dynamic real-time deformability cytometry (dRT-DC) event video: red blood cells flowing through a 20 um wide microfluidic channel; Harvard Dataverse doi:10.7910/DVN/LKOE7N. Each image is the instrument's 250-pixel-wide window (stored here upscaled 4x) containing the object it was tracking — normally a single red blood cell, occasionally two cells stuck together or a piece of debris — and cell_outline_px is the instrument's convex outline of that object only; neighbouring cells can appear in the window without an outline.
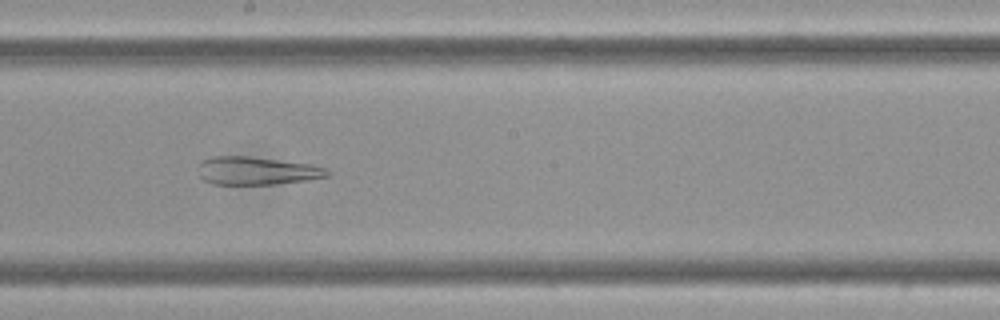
{"species": "Egyptian fruit bat (a non-hibernating species)", "species_latin": "Rousettus aegyptiacus", "temperature_condition": "cold", "stored_images_in_passage": 14, "camera_frame_rate_fps": 3000, "um_per_image_px": 0.085, "frame": {"image": 1, "passage_image": 8, "time_ms": 2.333, "image_size_px": [1000, 320], "cell_outline_px": [[332, 172], [328, 176], [308, 180], [272, 184], [212, 184], [204, 180], [200, 176], [200, 160], [212, 156], [248, 156], [308, 164], [324, 168]], "centroid_in_image_um": [21.8, 14.51], "position_along_channel_um": 226.4, "area_um2": 20.87}}
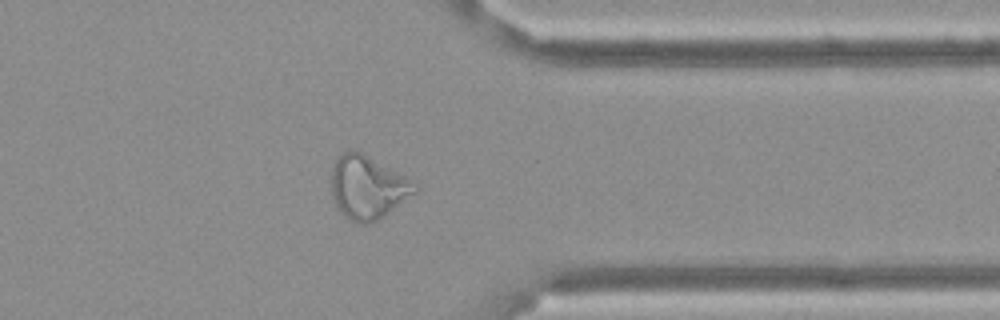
{"frame": {"image": 2, "passage_image": 12, "time_ms": 3.667, "image_size_px": [1000, 320], "cell_outline_px": [[420, 188], [416, 192], [388, 212], [376, 220], [368, 224], [356, 224], [348, 220], [344, 216], [336, 204], [332, 196], [332, 168], [336, 160], [348, 148], [352, 148], [364, 152], [420, 184]], "centroid_in_image_um": [31.27, 15.89], "position_along_channel_um": 380.1, "area_um2": 31.04}}
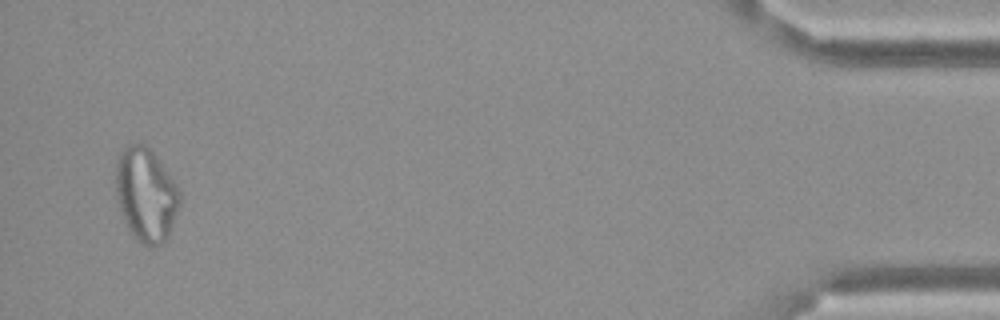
{"frame": {"image": 3, "passage_image": 14, "time_ms": 4.333, "image_size_px": [1000, 320], "cell_outline_px": [[180, 204], [168, 236], [160, 244], [140, 244], [128, 228], [124, 220], [120, 208], [116, 192], [116, 160], [120, 152], [128, 144], [144, 144], [152, 152], [180, 188]], "centroid_in_image_um": [12.4, 16.53], "position_along_channel_um": 422.8, "area_um2": 34.45}}